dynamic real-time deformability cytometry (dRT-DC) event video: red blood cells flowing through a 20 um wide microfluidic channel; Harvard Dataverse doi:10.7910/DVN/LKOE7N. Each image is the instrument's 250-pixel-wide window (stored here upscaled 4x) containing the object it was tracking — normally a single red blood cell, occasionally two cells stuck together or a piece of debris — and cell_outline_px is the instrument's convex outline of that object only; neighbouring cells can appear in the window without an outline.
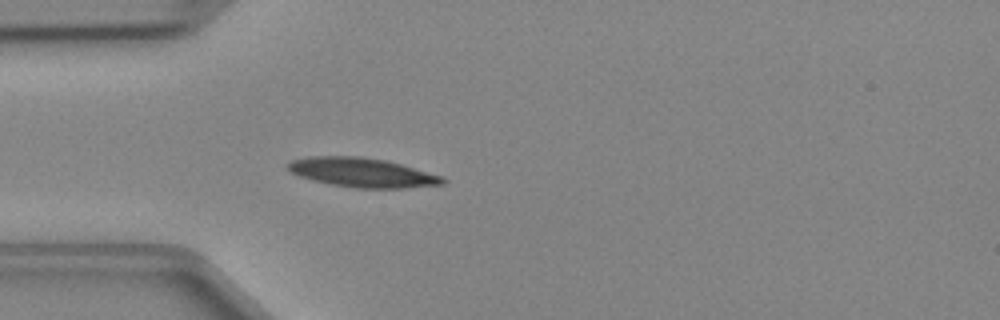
{"species": "Egyptian fruit bat (a non-hibernating species)", "species_latin": "Rousettus aegyptiacus", "temperature_condition": "cold", "stored_images_in_passage": 35, "camera_frame_rate_fps": 3000, "um_per_image_px": 0.085, "animal": {"sex": "female"}, "frame": {"image": 1, "passage_image": 1, "time_ms": 0.0, "image_size_px": [1000, 320], "cell_outline_px": [[448, 180], [444, 184], [404, 188], [356, 188], [332, 184], [312, 180], [300, 176], [292, 172], [284, 164], [292, 160], [308, 156], [360, 156], [388, 160], [444, 176]], "centroid_in_image_um": [30.82, 14.65], "position_along_channel_um": 54.2, "area_um2": 26.65}}
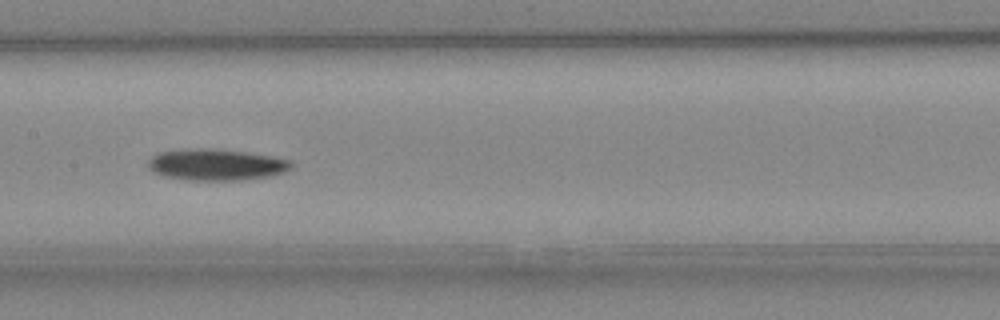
{"frame": {"image": 2, "passage_image": 11, "time_ms": 3.333, "image_size_px": [1000, 320], "cell_outline_px": [[296, 164], [292, 168], [284, 172], [272, 176], [240, 180], [188, 180], [164, 176], [152, 172], [148, 168], [148, 160], [152, 156], [160, 152], [188, 148], [212, 148], [248, 152], [272, 156], [292, 160]], "centroid_in_image_um": [18.41, 13.99], "position_along_channel_um": 189.0, "area_um2": 26.65}}
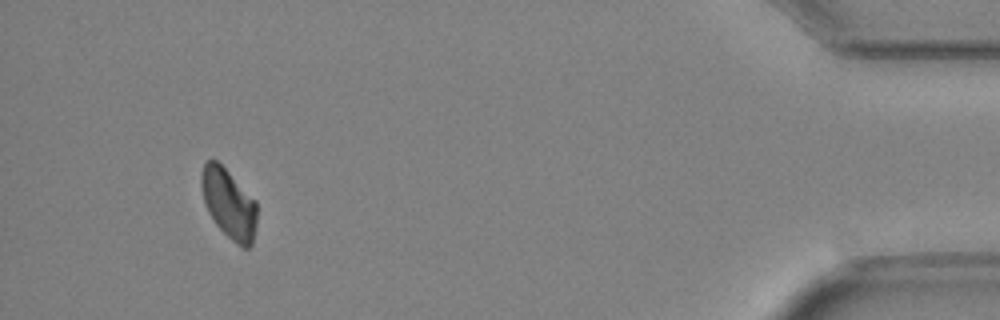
{"frame": {"image": 3, "passage_image": 32, "time_ms": 10.333, "image_size_px": [1000, 320], "cell_outline_px": [[256, 224], [252, 244], [248, 248], [244, 248], [236, 244], [216, 224], [208, 212], [204, 204], [200, 184], [200, 172], [204, 164], [208, 160], [216, 160], [256, 200]], "centroid_in_image_um": [19.43, 17.31], "position_along_channel_um": 415.8, "area_um2": 22.48}}